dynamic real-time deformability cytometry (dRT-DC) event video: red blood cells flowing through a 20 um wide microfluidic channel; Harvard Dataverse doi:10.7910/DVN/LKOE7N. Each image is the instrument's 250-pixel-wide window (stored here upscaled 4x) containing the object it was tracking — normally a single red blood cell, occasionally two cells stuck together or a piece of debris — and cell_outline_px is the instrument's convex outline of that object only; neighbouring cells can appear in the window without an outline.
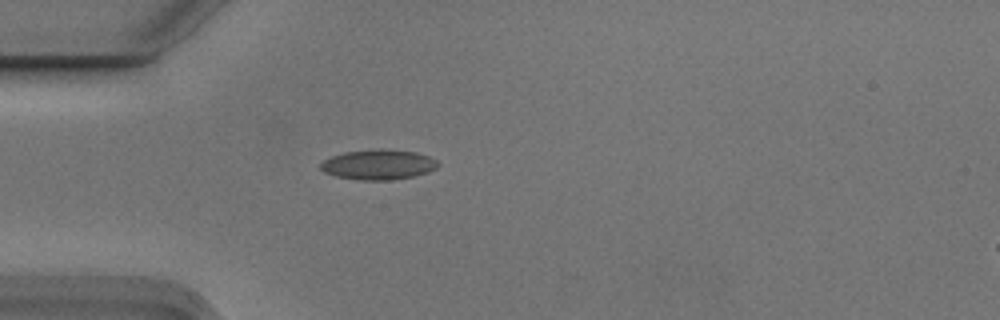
{"species": "Egyptian fruit bat (a non-hibernating species)", "species_latin": "Rousettus aegyptiacus", "temperature_condition": "cold", "stored_images_in_passage": 4, "camera_frame_rate_fps": 3000, "um_per_image_px": 0.085, "animal": {"sex": "male"}, "frame": {"image": 1, "passage_image": 4, "time_ms": 1.0, "image_size_px": [1000, 320], "cell_outline_px": [[440, 164], [436, 168], [428, 172], [416, 176], [388, 180], [360, 180], [336, 176], [324, 172], [320, 168], [320, 164], [324, 160], [332, 156], [344, 152], [380, 148], [416, 152], [428, 156], [436, 160]], "centroid_in_image_um": [32.17, 13.99], "position_along_channel_um": 52.8, "area_um2": 20.63}}